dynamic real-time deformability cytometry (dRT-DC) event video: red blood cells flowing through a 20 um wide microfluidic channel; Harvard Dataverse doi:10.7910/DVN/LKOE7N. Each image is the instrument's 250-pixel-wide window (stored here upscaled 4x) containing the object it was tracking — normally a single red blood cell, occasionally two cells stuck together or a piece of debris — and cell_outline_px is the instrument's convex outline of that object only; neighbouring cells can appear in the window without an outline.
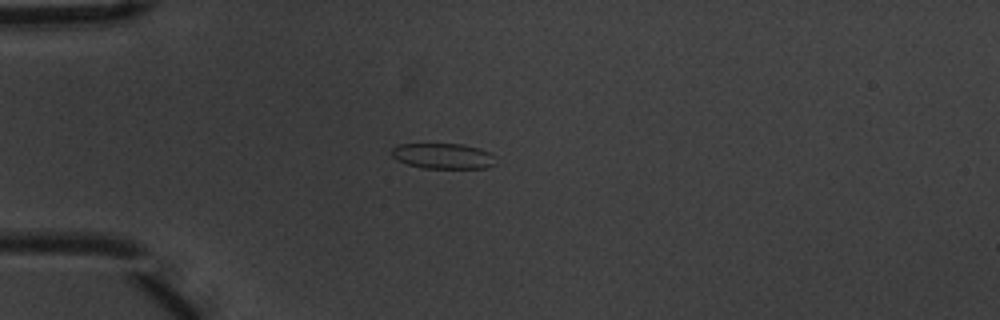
{"species": "common noctule bat (a hibernating species)", "species_latin": "Nyctalus noctula", "temperature_condition": "warm", "stored_images_in_passage": 5, "camera_frame_rate_fps": 3000, "um_per_image_px": 0.085, "animal": {"sex": "male", "body_mass_g": 20.1, "forearm_length_mm": 53.5}, "frame": {"image": 1, "passage_image": 3, "time_ms": 0.667, "image_size_px": [1000, 320], "cell_outline_px": [[496, 164], [484, 168], [424, 168], [408, 164], [396, 160], [392, 156], [392, 148], [396, 144], [464, 144], [480, 148], [492, 152], [496, 156]], "centroid_in_image_um": [37.71, 13.25], "position_along_channel_um": 47.3, "area_um2": 15.72}}